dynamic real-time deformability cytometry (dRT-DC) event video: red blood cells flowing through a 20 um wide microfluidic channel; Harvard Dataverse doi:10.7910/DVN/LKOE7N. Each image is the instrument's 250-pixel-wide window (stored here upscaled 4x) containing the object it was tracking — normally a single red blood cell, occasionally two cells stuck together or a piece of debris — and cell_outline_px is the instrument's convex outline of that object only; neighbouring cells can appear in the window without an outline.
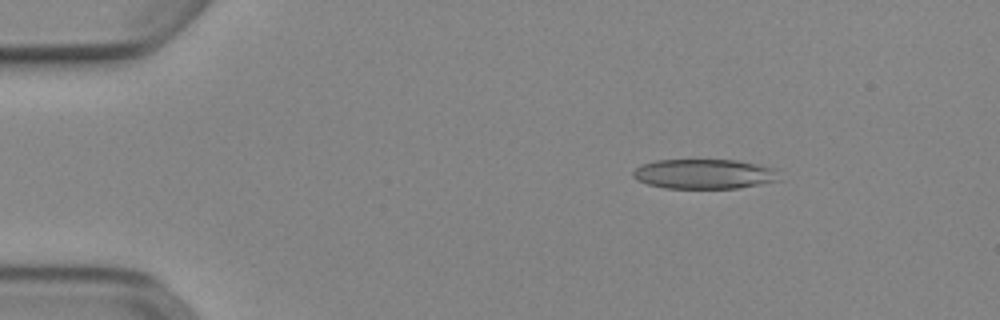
{"species": "Egyptian fruit bat (a non-hibernating species)", "species_latin": "Rousettus aegyptiacus", "temperature_condition": "cold", "stored_images_in_passage": 52, "camera_frame_rate_fps": 3000, "um_per_image_px": 0.085, "animal": {"sex": "female"}, "frame": {"image": 1, "passage_image": 8, "time_ms": 2.333, "image_size_px": [1000, 320], "cell_outline_px": [[784, 180], [740, 188], [664, 188], [648, 184], [636, 180], [632, 176], [632, 172], [640, 164], [656, 160], [736, 160], [776, 168]], "centroid_in_image_um": [59.91, 14.79], "position_along_channel_um": 25.1, "area_um2": 25.78}}
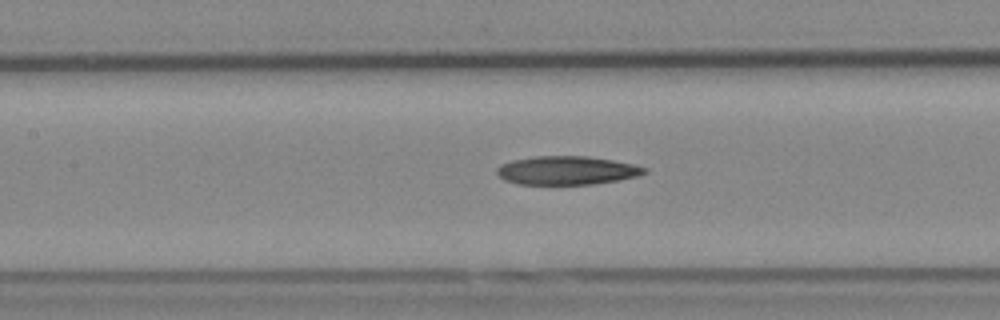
{"frame": {"image": 2, "passage_image": 24, "time_ms": 7.667, "image_size_px": [1000, 320], "cell_outline_px": [[648, 172], [640, 176], [620, 180], [592, 184], [516, 184], [504, 180], [496, 172], [496, 168], [500, 164], [512, 160], [536, 156], [588, 156], [636, 164], [648, 168]], "centroid_in_image_um": [48.22, 14.48], "position_along_channel_um": 159.2, "area_um2": 24.85}}
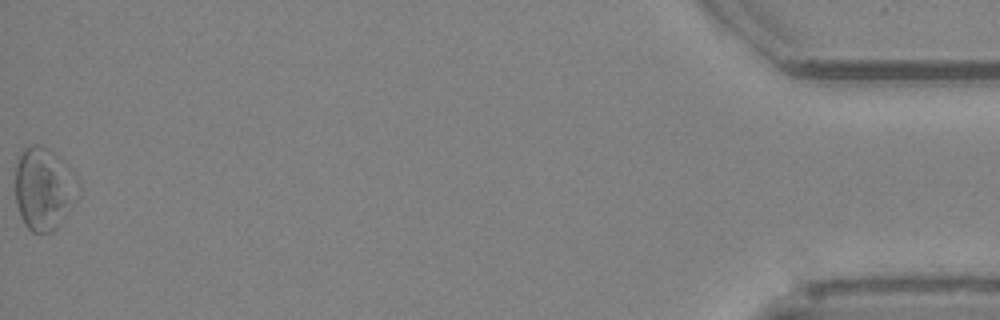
{"frame": {"image": 3, "passage_image": 52, "time_ms": 17.0, "image_size_px": [1000, 320], "cell_outline_px": [[80, 196], [52, 232], [32, 232], [24, 224], [20, 216], [16, 204], [16, 160], [20, 152], [24, 148], [32, 144], [40, 144], [48, 148], [68, 164], [76, 176], [80, 184]], "centroid_in_image_um": [3.75, 16.0], "position_along_channel_um": 431.5, "area_um2": 30.81}}